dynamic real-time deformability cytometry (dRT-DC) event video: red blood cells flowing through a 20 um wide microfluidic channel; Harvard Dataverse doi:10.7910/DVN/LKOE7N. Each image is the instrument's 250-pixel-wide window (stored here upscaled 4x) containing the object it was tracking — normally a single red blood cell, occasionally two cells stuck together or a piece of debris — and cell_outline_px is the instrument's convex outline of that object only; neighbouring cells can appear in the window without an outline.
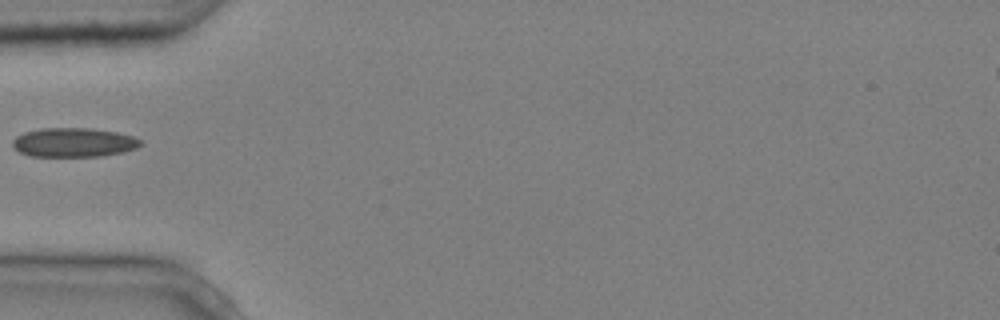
{"species": "common noctule bat (a hibernating species)", "species_latin": "Nyctalus noctula", "temperature_condition": "cold", "stored_images_in_passage": 2, "camera_frame_rate_fps": 3000, "um_per_image_px": 0.085, "animal": {"sex": "male", "body_mass_g": 20.4}, "frame": {"image": 1, "passage_image": 1, "time_ms": 0.0, "image_size_px": [1000, 320], "cell_outline_px": [[144, 144], [136, 148], [120, 152], [100, 156], [28, 156], [20, 152], [12, 144], [12, 140], [16, 136], [24, 132], [40, 128], [92, 128], [116, 132], [132, 136], [140, 140]], "centroid_in_image_um": [6.24, 12.1], "position_along_channel_um": 78.8, "area_um2": 21.68}}